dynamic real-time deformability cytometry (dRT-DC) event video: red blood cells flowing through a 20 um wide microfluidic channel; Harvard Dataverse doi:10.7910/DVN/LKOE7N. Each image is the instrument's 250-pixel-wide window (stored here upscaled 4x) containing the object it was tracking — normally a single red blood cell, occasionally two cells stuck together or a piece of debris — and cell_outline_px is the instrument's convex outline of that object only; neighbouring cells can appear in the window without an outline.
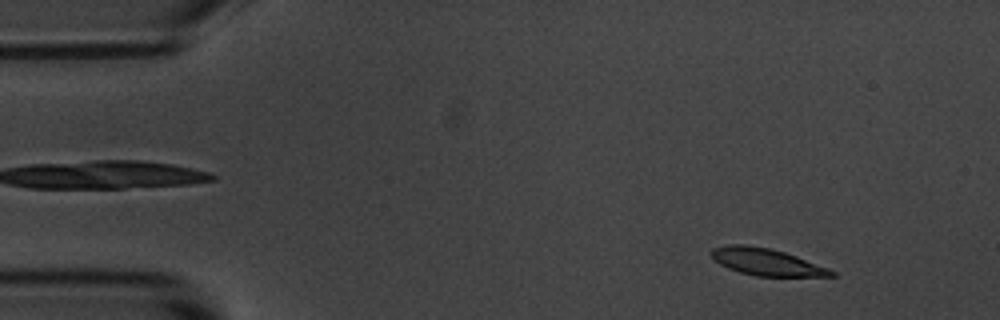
{"species": "common noctule bat (a hibernating species)", "species_latin": "Nyctalus noctula", "temperature_condition": "room temperature", "stored_images_in_passage": 4, "camera_frame_rate_fps": 3000, "um_per_image_px": 0.085, "animal": {"sex": "male", "body_mass_g": 20.1, "forearm_length_mm": 53.5}, "frame": {"image": 1, "passage_image": 1, "time_ms": 0.0, "image_size_px": [1000, 320], "cell_outline_px": [[836, 276], [756, 276], [740, 272], [728, 268], [720, 264], [708, 252], [712, 248], [728, 244], [744, 244], [768, 248], [784, 252], [796, 256], [828, 268], [836, 272]], "centroid_in_image_um": [65.12, 22.26], "position_along_channel_um": 19.9, "area_um2": 18.73}}
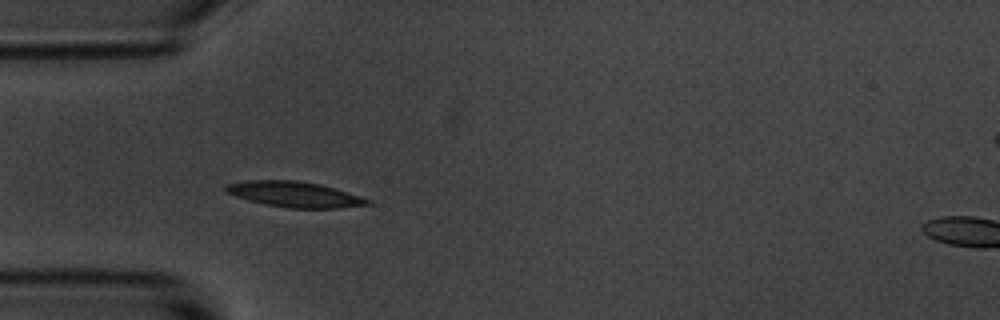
{"frame": {"image": 2, "passage_image": 3, "time_ms": 3.333, "image_size_px": [1000, 320], "cell_outline_px": [[372, 204], [336, 208], [288, 208], [264, 204], [248, 200], [224, 192], [224, 188], [228, 184], [248, 180], [296, 180], [320, 184], [360, 196], [372, 200]], "centroid_in_image_um": [25.03, 16.52], "position_along_channel_um": 60.0, "area_um2": 21.04}}